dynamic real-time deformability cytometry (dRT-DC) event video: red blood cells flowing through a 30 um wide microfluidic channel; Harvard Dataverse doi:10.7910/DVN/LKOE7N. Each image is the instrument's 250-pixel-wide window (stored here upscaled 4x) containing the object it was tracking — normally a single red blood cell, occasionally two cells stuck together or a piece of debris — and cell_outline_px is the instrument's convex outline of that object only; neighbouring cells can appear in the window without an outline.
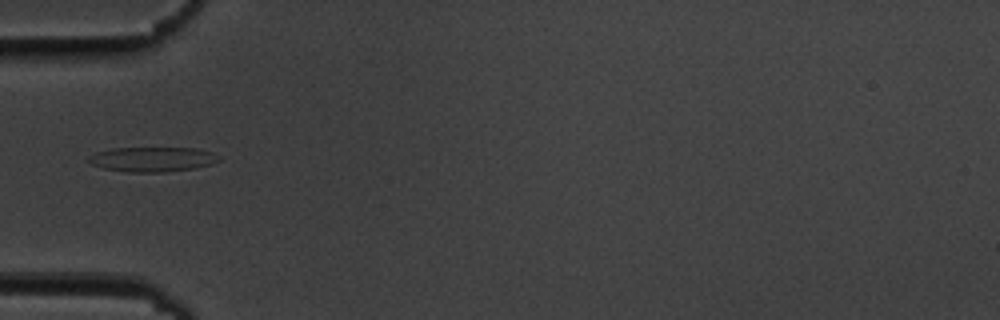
{"species": "common noctule bat (a hibernating species)", "species_latin": "Nyctalus noctula", "temperature_condition": "cold", "stored_images_in_passage": 37, "camera_frame_rate_fps": 3000, "um_per_image_px": 0.085, "animal": {"sex": "male", "body_mass_g": 19.5, "forearm_length_mm": 54.6}, "frame": {"image": 1, "passage_image": 1, "time_ms": 0.0, "image_size_px": [1000, 320], "cell_outline_px": [[220, 160], [212, 164], [196, 168], [164, 172], [132, 172], [104, 168], [92, 164], [88, 160], [88, 156], [96, 152], [112, 148], [196, 148], [212, 152], [220, 156]], "centroid_in_image_um": [12.99, 13.53], "position_along_channel_um": 72.0, "area_um2": 18.79}}
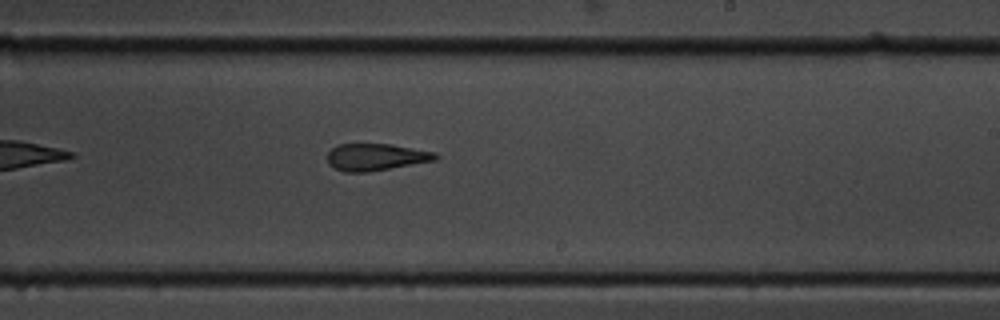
{"frame": {"image": 2, "passage_image": 16, "time_ms": 5.0, "image_size_px": [1000, 320], "cell_outline_px": [[440, 156], [436, 160], [368, 172], [344, 172], [328, 164], [328, 152], [336, 144], [392, 144], [436, 152]], "centroid_in_image_um": [31.96, 13.34], "position_along_channel_um": 257.0, "area_um2": 17.05}}
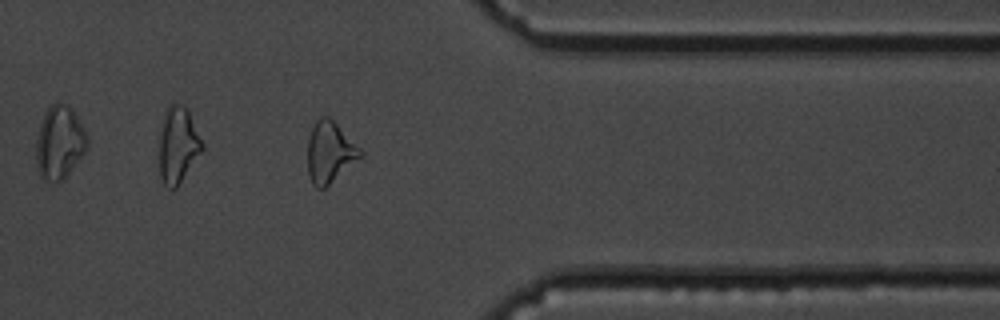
{"frame": {"image": 3, "passage_image": 27, "time_ms": 8.667, "image_size_px": [1000, 320], "cell_outline_px": [[364, 156], [324, 188], [316, 188], [312, 184], [308, 172], [308, 140], [312, 128], [316, 120], [320, 116], [328, 116], [364, 152]], "centroid_in_image_um": [28.04, 12.95], "position_along_channel_um": 383.4, "area_um2": 18.67}, "authors_computed_cell_mechanics": {"area_um2": 18.1492, "velocity_mm_per_s": 3.7019, "shape_relaxation_time_tau1_ms": 6.4621, "shape_relaxation_time_tau2_ms": 3.1148, "deformation_change_tau1": 0.1693, "deformation_change_tau2": 0.125}}